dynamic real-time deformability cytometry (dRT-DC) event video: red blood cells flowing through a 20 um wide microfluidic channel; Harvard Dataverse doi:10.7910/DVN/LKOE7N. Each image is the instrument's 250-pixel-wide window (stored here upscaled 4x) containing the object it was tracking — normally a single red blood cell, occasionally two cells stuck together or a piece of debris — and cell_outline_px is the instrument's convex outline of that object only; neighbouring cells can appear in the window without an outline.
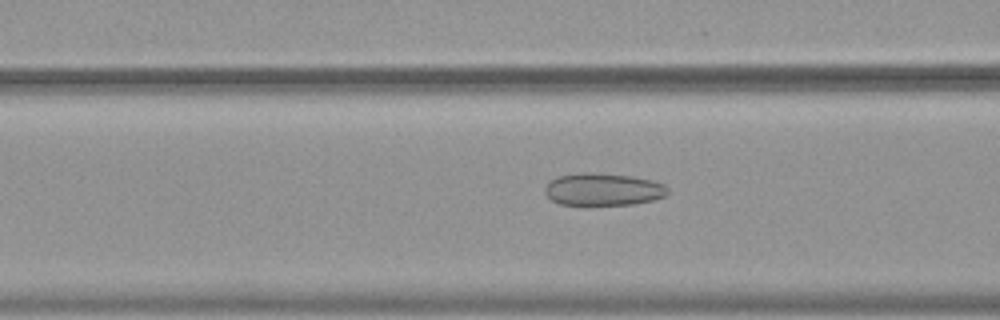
{"species": "common noctule bat (a hibernating species)", "species_latin": "Nyctalus noctula", "temperature_condition": "warm", "stored_images_in_passage": 53, "camera_frame_rate_fps": 3000, "um_per_image_px": 0.085, "animal": {"sex": "female", "body_mass_g": 19.9}, "frame": {"image": 1, "passage_image": 21, "time_ms": 6.667, "image_size_px": [1000, 320], "cell_outline_px": [[668, 192], [664, 196], [652, 200], [632, 204], [584, 208], [580, 208], [560, 204], [552, 200], [544, 192], [544, 188], [552, 180], [560, 176], [580, 172], [588, 172], [632, 176], [652, 180], [664, 184], [668, 188]], "centroid_in_image_um": [51.23, 16.15], "position_along_channel_um": 115.4, "area_um2": 23.99}}
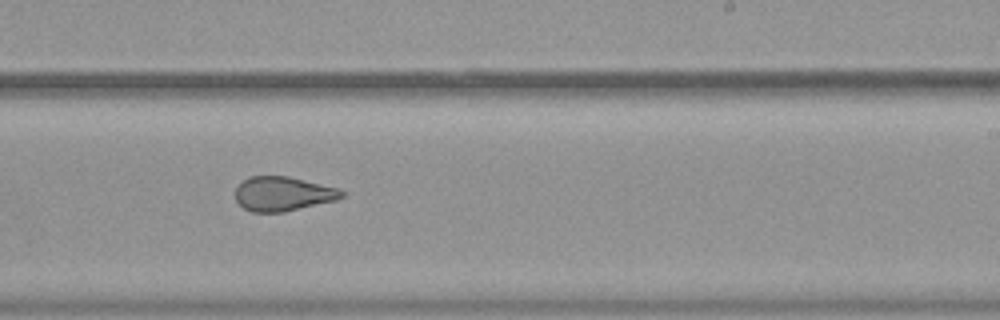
{"frame": {"image": 2, "passage_image": 33, "time_ms": 10.667, "image_size_px": [1000, 320], "cell_outline_px": [[344, 196], [336, 200], [284, 212], [252, 212], [244, 208], [236, 200], [236, 184], [248, 176], [288, 176], [340, 188], [344, 192]], "centroid_in_image_um": [24.04, 16.46], "position_along_channel_um": 265.0, "area_um2": 21.44}}
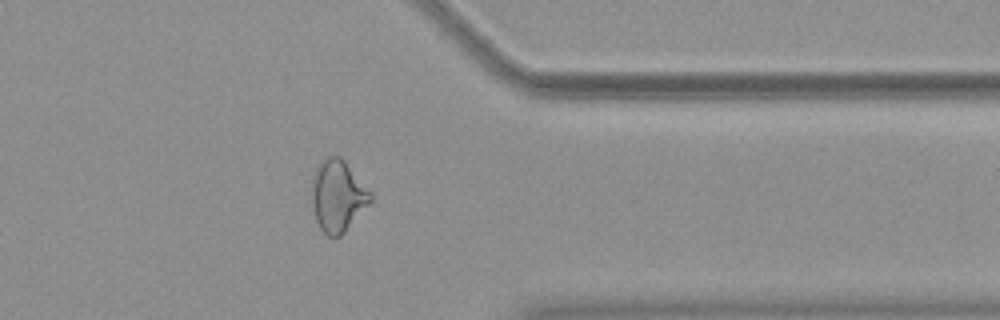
{"frame": {"image": 3, "passage_image": 43, "time_ms": 14.0, "image_size_px": [1000, 320], "cell_outline_px": [[372, 200], [344, 232], [340, 236], [328, 236], [320, 228], [316, 220], [312, 204], [312, 176], [316, 168], [328, 156], [340, 156], [344, 160], [372, 192]], "centroid_in_image_um": [28.71, 16.64], "position_along_channel_um": 382.7, "area_um2": 24.22}, "authors_computed_cell_mechanics": {"area_um2": 25.5476, "velocity_mm_per_s": 3.7456, "shape_relaxation_time_tau1_ms": null, "shape_relaxation_time_tau2_ms": 1.7614, "deformation_change_tau1": null, "deformation_change_tau2": 0.0899}}